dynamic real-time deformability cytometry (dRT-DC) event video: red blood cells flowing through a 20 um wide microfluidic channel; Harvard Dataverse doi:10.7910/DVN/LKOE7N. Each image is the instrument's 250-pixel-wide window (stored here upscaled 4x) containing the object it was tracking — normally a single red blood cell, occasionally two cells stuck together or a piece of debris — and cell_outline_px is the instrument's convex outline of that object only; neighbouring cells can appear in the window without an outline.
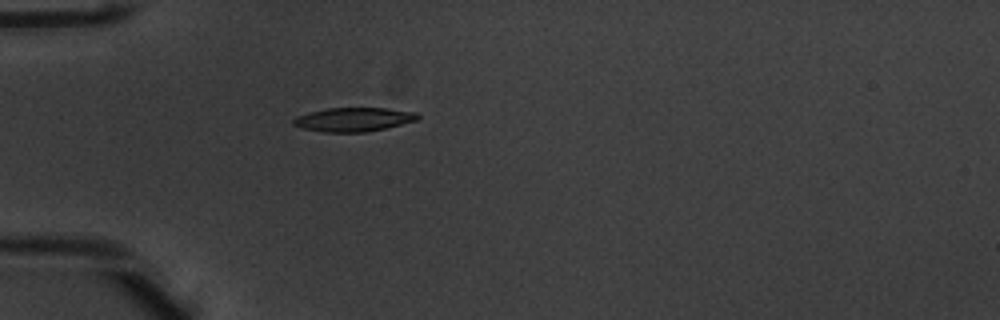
{"species": "common noctule bat (a hibernating species)", "species_latin": "Nyctalus noctula", "temperature_condition": "warm", "stored_images_in_passage": 37, "camera_frame_rate_fps": 3000, "um_per_image_px": 0.085, "animal": {"sex": "male", "body_mass_g": 20.1, "forearm_length_mm": 53.5}, "frame": {"image": 1, "passage_image": 1, "time_ms": 0.0, "image_size_px": [1000, 320], "cell_outline_px": [[420, 116], [416, 120], [384, 128], [364, 132], [324, 132], [300, 128], [292, 124], [292, 120], [296, 116], [308, 112], [328, 108], [384, 108], [416, 112]], "centroid_in_image_um": [29.99, 10.15], "position_along_channel_um": 55.0, "area_um2": 17.22}}
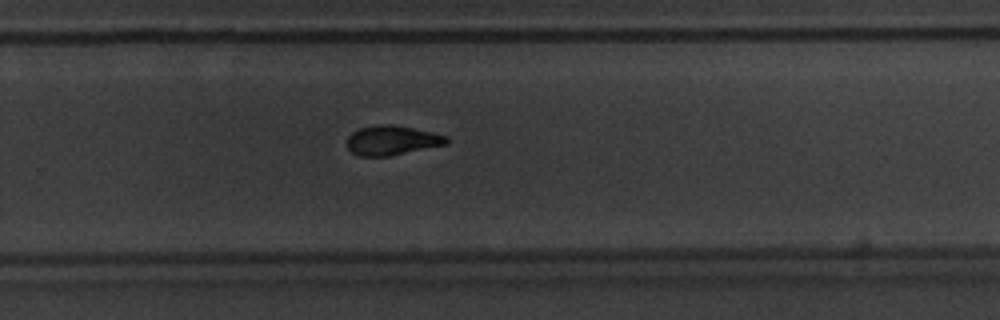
{"frame": {"image": 2, "passage_image": 20, "time_ms": 6.333, "image_size_px": [1000, 320], "cell_outline_px": [[448, 144], [388, 156], [360, 156], [352, 152], [348, 148], [348, 136], [352, 132], [360, 128], [380, 124], [392, 124], [432, 132], [448, 136]], "centroid_in_image_um": [33.33, 11.92], "position_along_channel_um": 296.5, "area_um2": 16.99}}
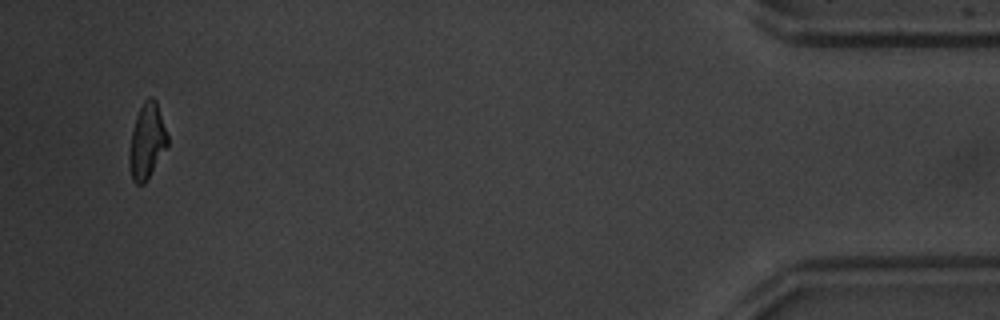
{"frame": {"image": 3, "passage_image": 35, "time_ms": 11.333, "image_size_px": [1000, 320], "cell_outline_px": [[168, 148], [144, 184], [136, 184], [132, 180], [128, 164], [128, 152], [132, 132], [136, 116], [144, 100], [148, 96], [152, 96], [156, 100], [168, 136]], "centroid_in_image_um": [12.49, 12.03], "position_along_channel_um": 422.7, "area_um2": 17.05}, "authors_computed_cell_mechanics": {"area_um2": 17.5712, "velocity_mm_per_s": 3.967, "shape_relaxation_time_tau1_ms": 3.5219, "shape_relaxation_time_tau2_ms": 2.7982, "deformation_change_tau1": 0.1586, "deformation_change_tau2": 0.0895}}